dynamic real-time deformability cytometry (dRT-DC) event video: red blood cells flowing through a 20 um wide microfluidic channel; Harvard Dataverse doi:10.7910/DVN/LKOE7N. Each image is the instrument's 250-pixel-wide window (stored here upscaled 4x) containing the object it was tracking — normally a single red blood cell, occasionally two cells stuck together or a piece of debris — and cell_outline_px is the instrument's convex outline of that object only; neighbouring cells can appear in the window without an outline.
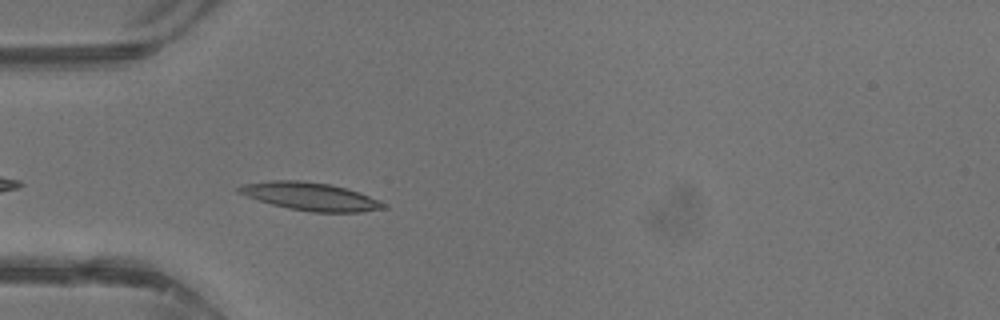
{"species": "common noctule bat (a hibernating species)", "species_latin": "Nyctalus noctula", "temperature_condition": "warm", "stored_images_in_passage": 22, "camera_frame_rate_fps": 3000, "um_per_image_px": 0.085, "animal": {"sex": "male", "body_mass_g": 13.3}, "frame": {"image": 1, "passage_image": 2, "time_ms": 0.333, "image_size_px": [1000, 320], "cell_outline_px": [[388, 208], [360, 212], [312, 212], [288, 208], [272, 204], [236, 192], [236, 188], [244, 184], [272, 180], [300, 180], [332, 184], [368, 196], [388, 204]], "centroid_in_image_um": [26.39, 16.7], "position_along_channel_um": 58.6, "area_um2": 23.35}}
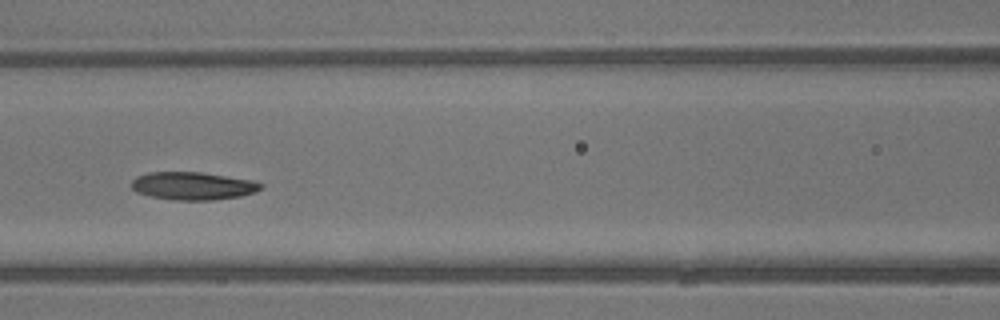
{"frame": {"image": 2, "passage_image": 8, "time_ms": 2.333, "image_size_px": [1000, 320], "cell_outline_px": [[264, 188], [256, 192], [240, 196], [212, 200], [176, 200], [152, 196], [136, 192], [132, 188], [132, 180], [136, 176], [148, 172], [200, 172], [252, 180], [264, 184]], "centroid_in_image_um": [16.42, 15.8], "position_along_channel_um": 150.2, "area_um2": 20.98}}
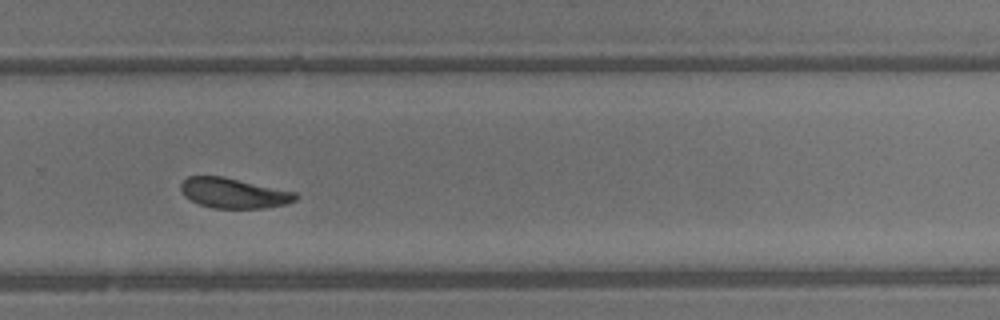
{"frame": {"image": 3, "passage_image": 18, "time_ms": 5.667, "image_size_px": [1000, 320], "cell_outline_px": [[300, 196], [296, 200], [288, 204], [264, 208], [212, 208], [200, 204], [184, 196], [180, 188], [180, 184], [188, 176], [224, 176], [296, 192]], "centroid_in_image_um": [19.9, 16.41], "position_along_channel_um": 309.9, "area_um2": 20.29}, "authors_computed_cell_mechanics": {"area_um2": 20.808, "velocity_mm_per_s": 4.8102, "shape_relaxation_time_tau1_ms": 2.0254, "shape_relaxation_time_tau2_ms": 2.878, "deformation_change_tau1": 0.1193, "deformation_change_tau2": 0.111}}